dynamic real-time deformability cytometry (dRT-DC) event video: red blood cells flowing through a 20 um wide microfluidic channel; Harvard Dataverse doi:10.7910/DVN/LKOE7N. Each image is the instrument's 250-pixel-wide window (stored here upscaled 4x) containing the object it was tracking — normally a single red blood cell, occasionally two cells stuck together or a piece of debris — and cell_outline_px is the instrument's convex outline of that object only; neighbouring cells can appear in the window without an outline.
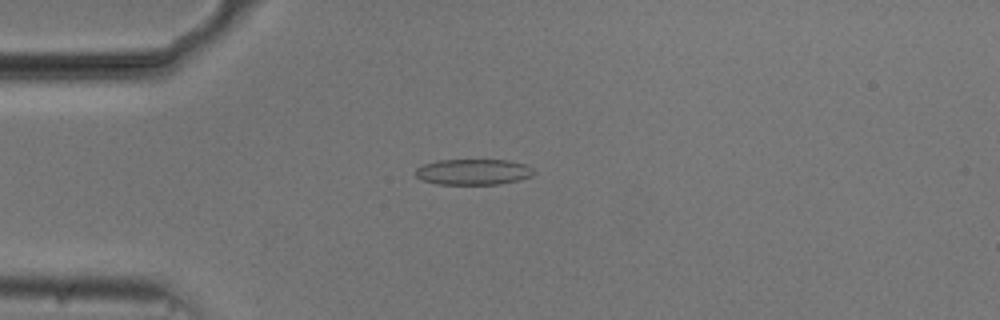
{"species": "common noctule bat (a hibernating species)", "species_latin": "Nyctalus noctula", "temperature_condition": "cold", "stored_images_in_passage": 45, "camera_frame_rate_fps": 3000, "um_per_image_px": 0.085, "animal": {"sex": "male", "body_mass_g": 20.5, "forearm_length_mm": 52.5}, "frame": {"image": 1, "passage_image": 6, "time_ms": 1.667, "image_size_px": [1000, 320], "cell_outline_px": [[536, 172], [532, 176], [500, 184], [436, 184], [424, 180], [416, 176], [412, 172], [416, 168], [424, 164], [436, 160], [508, 160], [528, 164]], "centroid_in_image_um": [40.23, 14.6], "position_along_channel_um": 44.8, "area_um2": 17.92}}
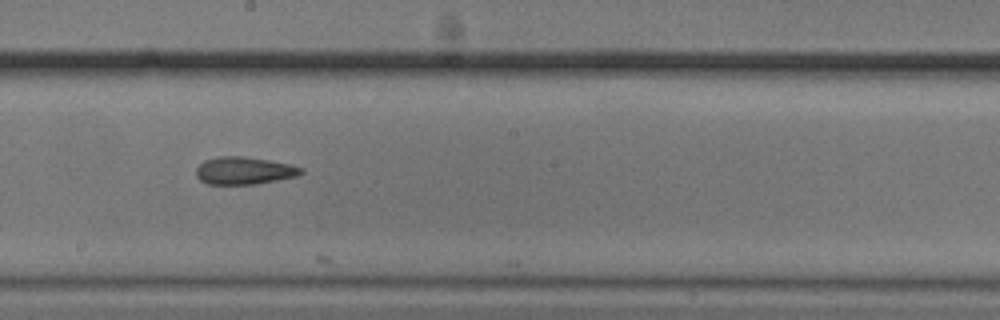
{"frame": {"image": 2, "passage_image": 22, "time_ms": 7.0, "image_size_px": [1000, 320], "cell_outline_px": [[304, 172], [296, 176], [256, 184], [208, 184], [200, 180], [196, 176], [196, 168], [204, 160], [220, 156], [244, 156], [268, 160], [288, 164], [304, 168]], "centroid_in_image_um": [20.73, 14.5], "position_along_channel_um": 227.5, "area_um2": 16.76}}
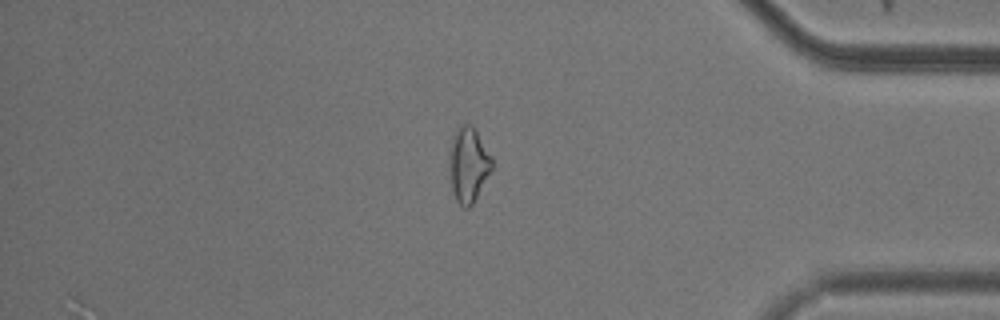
{"frame": {"image": 3, "passage_image": 37, "time_ms": 12.0, "image_size_px": [1000, 320], "cell_outline_px": [[492, 168], [472, 204], [468, 208], [464, 208], [456, 200], [452, 192], [448, 172], [448, 152], [452, 136], [456, 128], [460, 124], [468, 124], [476, 132], [492, 156]], "centroid_in_image_um": [39.75, 13.99], "position_along_channel_um": 395.4, "area_um2": 18.73}, "authors_computed_cell_mechanics": {"area_um2": 17.9758, "velocity_mm_per_s": 3.7716, "shape_relaxation_time_tau1_ms": null, "shape_relaxation_time_tau2_ms": 11.23, "deformation_change_tau1": null, "deformation_change_tau2": 0.2581}}